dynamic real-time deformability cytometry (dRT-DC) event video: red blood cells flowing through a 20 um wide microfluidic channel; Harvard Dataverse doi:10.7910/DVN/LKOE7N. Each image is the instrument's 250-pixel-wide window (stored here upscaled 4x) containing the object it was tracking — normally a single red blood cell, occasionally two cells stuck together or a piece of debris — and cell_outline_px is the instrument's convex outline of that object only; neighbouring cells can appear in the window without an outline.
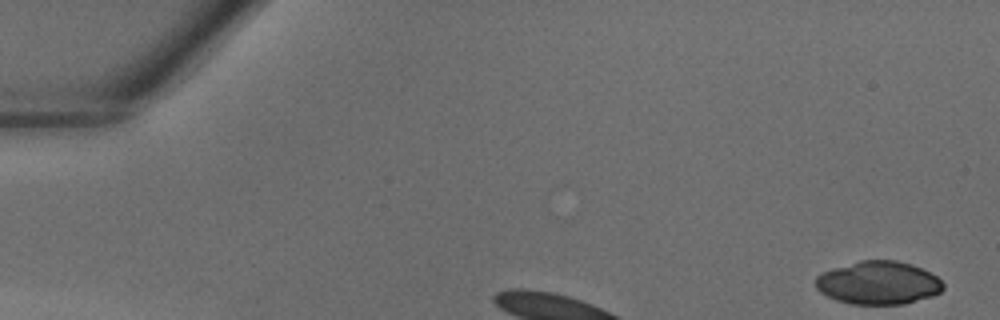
{"species": "common noctule bat (a hibernating species)", "species_latin": "Nyctalus noctula", "temperature_condition": "warm", "stored_images_in_passage": 5, "camera_frame_rate_fps": 3000, "um_per_image_px": 0.085, "animal": {"sex": "male", "body_mass_g": 18.8}, "frame": {"image": 1, "passage_image": 1, "time_ms": 0.0, "image_size_px": [1000, 320], "cell_outline_px": [[944, 288], [940, 292], [932, 296], [904, 304], [852, 304], [836, 300], [820, 292], [816, 288], [816, 276], [832, 268], [860, 260], [896, 260], [912, 264], [936, 276], [944, 284]], "centroid_in_image_um": [74.65, 24.04], "position_along_channel_um": 10.3, "area_um2": 32.02}}